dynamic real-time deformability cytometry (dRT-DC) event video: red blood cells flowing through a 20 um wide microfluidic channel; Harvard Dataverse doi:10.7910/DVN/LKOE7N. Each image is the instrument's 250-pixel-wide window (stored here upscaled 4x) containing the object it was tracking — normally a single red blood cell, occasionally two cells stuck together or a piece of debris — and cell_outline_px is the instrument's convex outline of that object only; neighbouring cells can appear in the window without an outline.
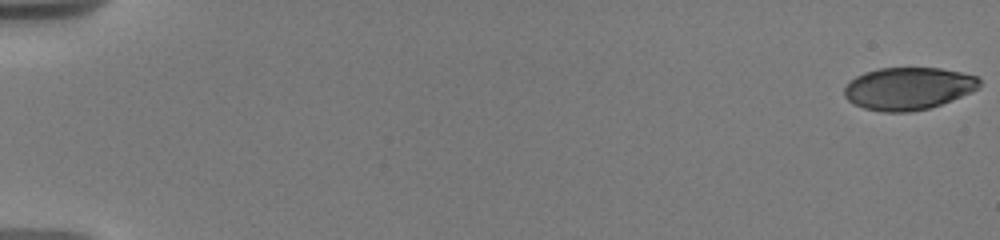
{"species": "human", "species_latin": "Homo sapiens", "temperature_condition": "warm", "stored_images_in_passage": 46, "camera_frame_rate_fps": 3000, "um_per_image_px": 0.085, "donor": {"sex": "male"}, "frame": {"image": 1, "passage_image": 1, "time_ms": 0.0, "image_size_px": [1000, 240], "cell_outline_px": [[980, 88], [972, 92], [952, 100], [928, 108], [908, 112], [884, 112], [864, 108], [848, 100], [844, 96], [844, 88], [856, 76], [864, 72], [880, 68], [940, 68], [960, 72], [976, 76], [980, 80]], "centroid_in_image_um": [77.22, 7.52], "position_along_channel_um": 7.8, "area_um2": 33.29}}
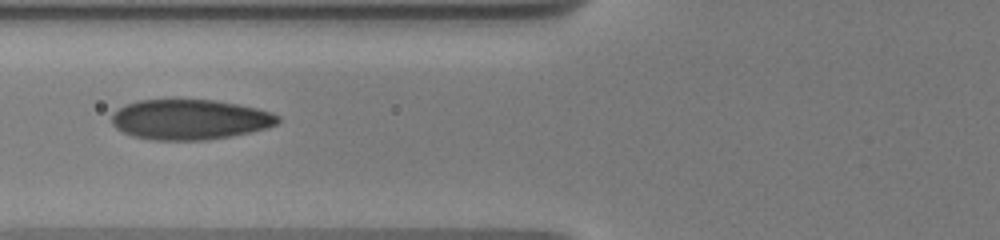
{"frame": {"image": 2, "passage_image": 20, "time_ms": 7.667, "image_size_px": [1000, 240], "cell_outline_px": [[280, 120], [276, 124], [268, 128], [252, 132], [204, 140], [152, 140], [132, 136], [116, 128], [112, 124], [112, 112], [124, 104], [140, 100], [176, 96], [216, 100], [256, 108], [272, 112], [280, 116]], "centroid_in_image_um": [16.1, 10.11], "position_along_channel_um": 109.7, "area_um2": 40.11}}
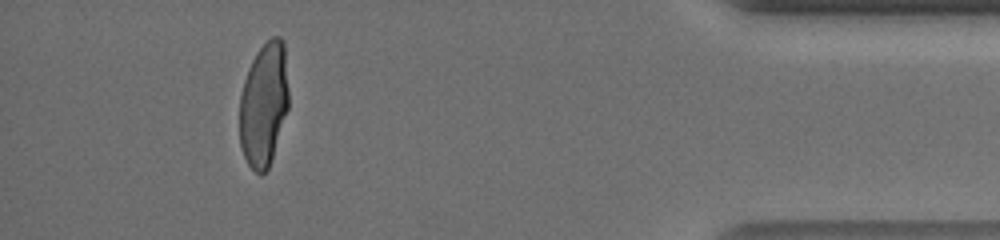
{"frame": {"image": 3, "passage_image": 43, "time_ms": 17.0, "image_size_px": [1000, 240], "cell_outline_px": [[288, 108], [268, 168], [260, 176], [248, 164], [244, 156], [240, 144], [240, 96], [244, 80], [248, 68], [256, 52], [272, 36], [280, 36], [284, 40], [288, 92]], "centroid_in_image_um": [22.42, 8.84], "position_along_channel_um": 412.8, "area_um2": 35.26}, "authors_computed_cell_mechanics": {"area_um2": 36.7608, "velocity_mm_per_s": 3.7322, "shape_relaxation_time_tau1_ms": 7.3836, "shape_relaxation_time_tau2_ms": null, "deformation_change_tau1": 0.2696, "deformation_change_tau2": null}}